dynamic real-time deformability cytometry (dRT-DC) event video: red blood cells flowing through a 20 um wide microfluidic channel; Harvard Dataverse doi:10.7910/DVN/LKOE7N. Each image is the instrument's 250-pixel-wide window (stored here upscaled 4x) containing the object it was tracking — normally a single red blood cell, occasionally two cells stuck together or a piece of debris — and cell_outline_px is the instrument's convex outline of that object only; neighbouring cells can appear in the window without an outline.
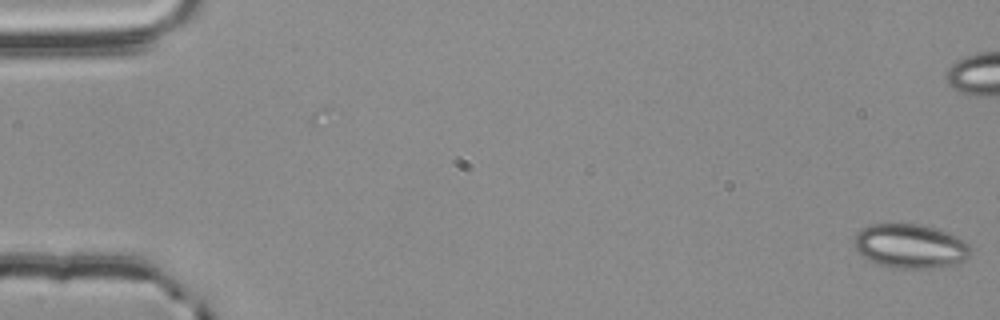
{"species": "common noctule bat (a hibernating species)", "species_latin": "Nyctalus noctula", "temperature_condition": "room temperature", "stored_images_in_passage": 57, "camera_frame_rate_fps": 3000, "um_per_image_px": 0.085, "animal": {"sex": "male", "body_mass_g": 20.4}, "frame": {"image": 1, "passage_image": 1, "time_ms": 0.0, "image_size_px": [1000, 320], "cell_outline_px": [[972, 248], [968, 260], [952, 264], [924, 268], [892, 268], [868, 260], [860, 256], [852, 240], [856, 232], [872, 224], [916, 224], [936, 228], [948, 232], [964, 240]], "centroid_in_image_um": [77.36, 20.92], "position_along_channel_um": 7.6, "area_um2": 30.06}}
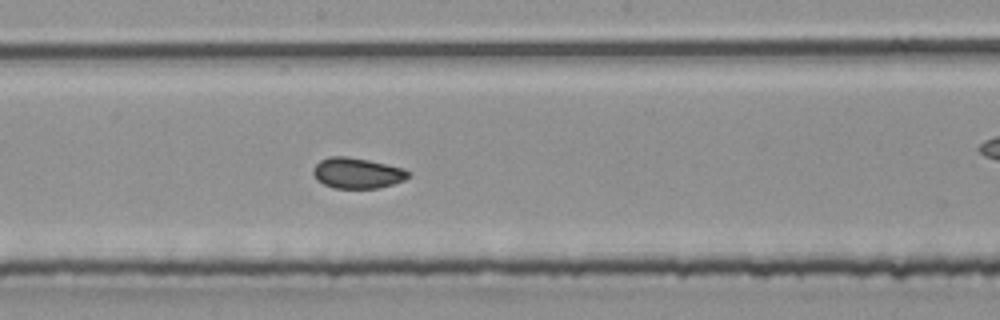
{"frame": {"image": 2, "passage_image": 31, "time_ms": 10.0, "image_size_px": [1000, 320], "cell_outline_px": [[412, 176], [404, 180], [380, 188], [332, 188], [316, 180], [312, 172], [312, 168], [320, 160], [328, 156], [348, 156], [368, 160], [400, 168], [412, 172]], "centroid_in_image_um": [30.33, 14.71], "position_along_channel_um": 217.9, "area_um2": 17.11}}
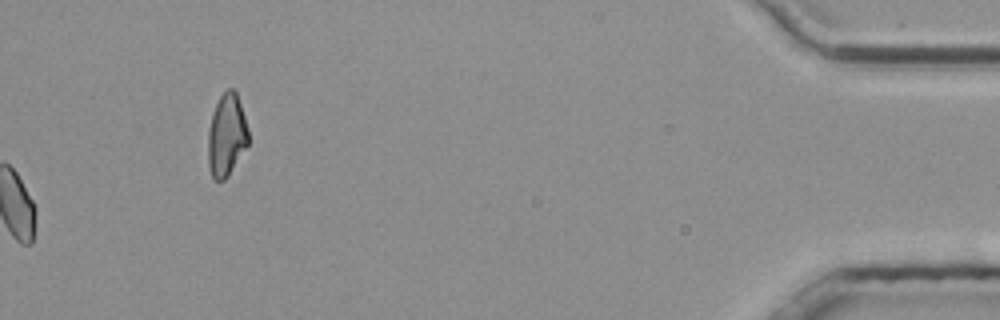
{"frame": {"image": 3, "passage_image": 57, "time_ms": 18.667, "image_size_px": [1000, 320], "cell_outline_px": [[248, 144], [228, 176], [224, 180], [212, 180], [208, 168], [208, 132], [212, 112], [220, 96], [228, 88], [232, 88], [236, 92], [248, 128]], "centroid_in_image_um": [19.24, 11.52], "position_along_channel_um": 416.0, "area_um2": 19.36}, "authors_computed_cell_mechanics": {"area_um2": 17.34, "velocity_mm_per_s": 3.7694, "shape_relaxation_time_tau1_ms": null, "shape_relaxation_time_tau2_ms": 0.7861, "deformation_change_tau1": null, "deformation_change_tau2": 0.0537}}